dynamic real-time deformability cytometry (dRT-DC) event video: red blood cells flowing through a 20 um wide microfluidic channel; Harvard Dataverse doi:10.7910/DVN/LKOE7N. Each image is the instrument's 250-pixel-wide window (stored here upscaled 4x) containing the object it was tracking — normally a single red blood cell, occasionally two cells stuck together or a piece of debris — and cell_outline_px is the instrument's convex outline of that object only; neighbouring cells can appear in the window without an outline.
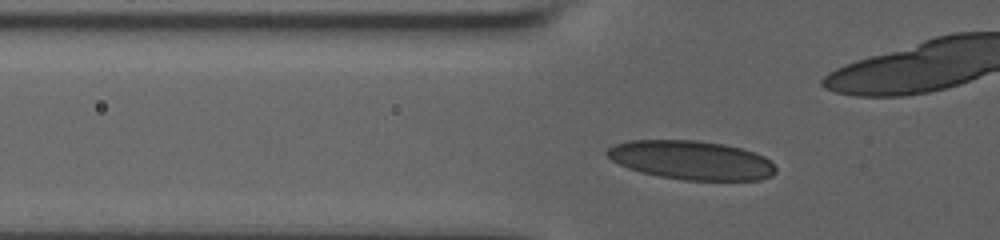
{"species": "human", "species_latin": "Homo sapiens", "temperature_condition": "room temperature", "stored_images_in_passage": 37, "camera_frame_rate_fps": 3000, "um_per_image_px": 0.085, "donor": {"sex": "male"}, "frame": {"image": 1, "passage_image": 4, "time_ms": 1.0, "image_size_px": [1000, 240], "cell_outline_px": [[776, 172], [772, 176], [760, 180], [684, 180], [660, 176], [640, 172], [628, 168], [612, 160], [604, 152], [608, 148], [616, 144], [628, 140], [692, 140], [724, 144], [740, 148], [764, 156], [776, 168]], "centroid_in_image_um": [58.75, 13.61], "position_along_channel_um": 67.0, "area_um2": 38.09}}
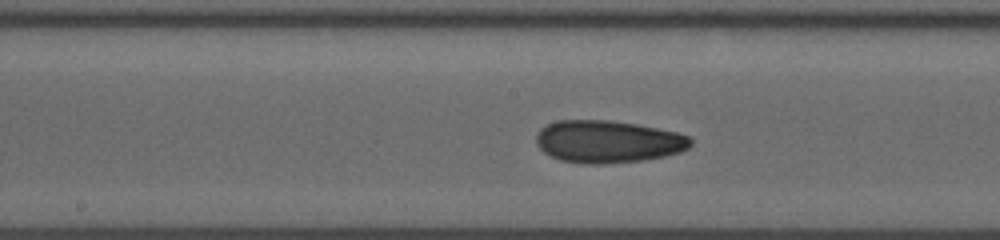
{"frame": {"image": 2, "passage_image": 15, "time_ms": 4.667, "image_size_px": [1000, 240], "cell_outline_px": [[692, 144], [688, 148], [680, 152], [664, 156], [644, 160], [604, 164], [588, 164], [560, 160], [544, 152], [536, 144], [536, 132], [540, 128], [556, 120], [608, 120], [636, 124], [676, 132], [688, 136], [692, 140]], "centroid_in_image_um": [51.65, 12.03], "position_along_channel_um": 196.5, "area_um2": 38.21}}
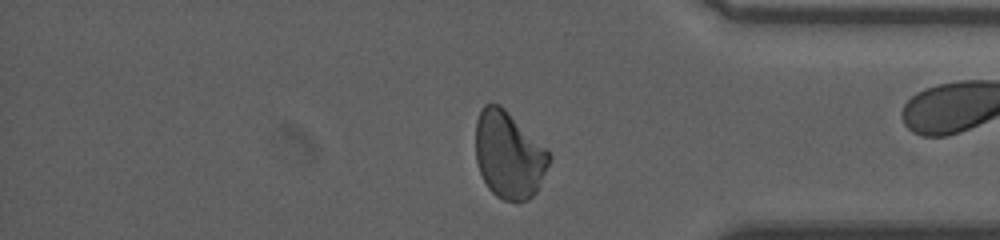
{"frame": {"image": 3, "passage_image": 32, "time_ms": 10.333, "image_size_px": [1000, 240], "cell_outline_px": [[552, 156], [536, 192], [528, 200], [504, 200], [496, 196], [488, 188], [480, 172], [476, 160], [476, 120], [484, 104], [500, 104]], "centroid_in_image_um": [43.22, 13.18], "position_along_channel_um": 392.0, "area_um2": 36.53}, "authors_computed_cell_mechanics": {"area_um2": 37.1654, "velocity_mm_per_s": 3.6584, "shape_relaxation_time_tau1_ms": null, "shape_relaxation_time_tau2_ms": 2.8722, "deformation_change_tau1": null, "deformation_change_tau2": 0.0895}}